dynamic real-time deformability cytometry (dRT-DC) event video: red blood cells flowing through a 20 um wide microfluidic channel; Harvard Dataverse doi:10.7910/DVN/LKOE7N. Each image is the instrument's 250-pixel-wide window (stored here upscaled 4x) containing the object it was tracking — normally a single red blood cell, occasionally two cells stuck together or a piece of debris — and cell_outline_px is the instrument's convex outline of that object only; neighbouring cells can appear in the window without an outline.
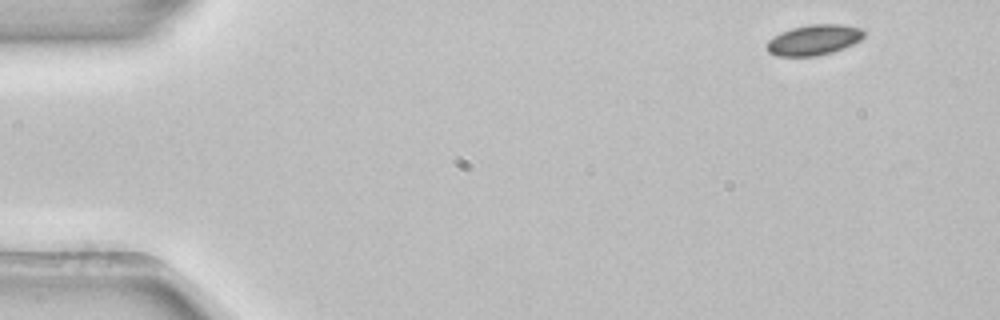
{"species": "common noctule bat (a hibernating species)", "species_latin": "Nyctalus noctula", "temperature_condition": "room temperature", "stored_images_in_passage": 5, "segment_of_instrument_passage": [1, 2], "camera_frame_rate_fps": 3000, "um_per_image_px": 0.085, "animal": {"sex": "female", "body_mass_g": 22.7, "forearm_length_mm": 54.2}, "frame": {"image": 1, "passage_image": 1, "time_ms": 0.0, "image_size_px": [1000, 320], "cell_outline_px": [[864, 36], [860, 40], [844, 48], [832, 52], [816, 56], [776, 56], [768, 52], [764, 44], [768, 40], [780, 32], [792, 28], [808, 24], [840, 24], [860, 28], [864, 32]], "centroid_in_image_um": [69.13, 3.39], "position_along_channel_um": 15.9, "area_um2": 17.34}}
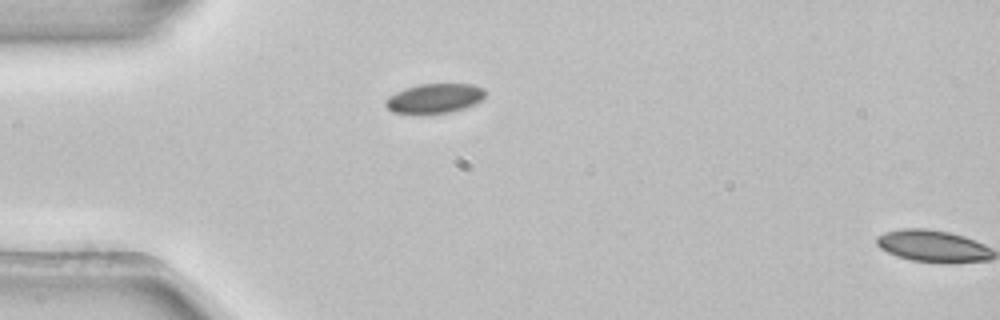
{"frame": {"image": 2, "passage_image": 4, "time_ms": 1.0, "image_size_px": [1000, 320], "cell_outline_px": [[484, 96], [480, 100], [464, 108], [448, 112], [420, 116], [392, 112], [384, 104], [384, 100], [388, 96], [396, 92], [420, 84], [472, 84], [484, 88]], "centroid_in_image_um": [36.86, 8.39], "position_along_channel_um": 48.1, "area_um2": 17.4}}